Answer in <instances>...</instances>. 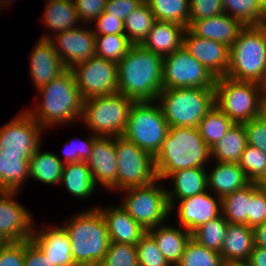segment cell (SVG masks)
I'll list each match as a JSON object with an SVG mask.
<instances>
[{
  "mask_svg": "<svg viewBox=\"0 0 266 266\" xmlns=\"http://www.w3.org/2000/svg\"><path fill=\"white\" fill-rule=\"evenodd\" d=\"M163 57L133 45L118 63V91L134 102L157 101L162 91Z\"/></svg>",
  "mask_w": 266,
  "mask_h": 266,
  "instance_id": "cell-1",
  "label": "cell"
},
{
  "mask_svg": "<svg viewBox=\"0 0 266 266\" xmlns=\"http://www.w3.org/2000/svg\"><path fill=\"white\" fill-rule=\"evenodd\" d=\"M37 90L41 103L25 111L44 129L81 120L84 99L71 69Z\"/></svg>",
  "mask_w": 266,
  "mask_h": 266,
  "instance_id": "cell-2",
  "label": "cell"
},
{
  "mask_svg": "<svg viewBox=\"0 0 266 266\" xmlns=\"http://www.w3.org/2000/svg\"><path fill=\"white\" fill-rule=\"evenodd\" d=\"M210 147L198 127H169L159 153L154 158L157 179L182 169L205 167L210 161Z\"/></svg>",
  "mask_w": 266,
  "mask_h": 266,
  "instance_id": "cell-3",
  "label": "cell"
},
{
  "mask_svg": "<svg viewBox=\"0 0 266 266\" xmlns=\"http://www.w3.org/2000/svg\"><path fill=\"white\" fill-rule=\"evenodd\" d=\"M62 226L70 238L75 265L99 266L110 243L106 222L101 212L94 206L74 214Z\"/></svg>",
  "mask_w": 266,
  "mask_h": 266,
  "instance_id": "cell-4",
  "label": "cell"
},
{
  "mask_svg": "<svg viewBox=\"0 0 266 266\" xmlns=\"http://www.w3.org/2000/svg\"><path fill=\"white\" fill-rule=\"evenodd\" d=\"M226 77L264 84L266 80V24L246 25L230 46Z\"/></svg>",
  "mask_w": 266,
  "mask_h": 266,
  "instance_id": "cell-5",
  "label": "cell"
},
{
  "mask_svg": "<svg viewBox=\"0 0 266 266\" xmlns=\"http://www.w3.org/2000/svg\"><path fill=\"white\" fill-rule=\"evenodd\" d=\"M159 103L169 127H198L215 106L214 88L162 89Z\"/></svg>",
  "mask_w": 266,
  "mask_h": 266,
  "instance_id": "cell-6",
  "label": "cell"
},
{
  "mask_svg": "<svg viewBox=\"0 0 266 266\" xmlns=\"http://www.w3.org/2000/svg\"><path fill=\"white\" fill-rule=\"evenodd\" d=\"M134 101L116 92L84 100L81 120L92 134L103 137L123 135Z\"/></svg>",
  "mask_w": 266,
  "mask_h": 266,
  "instance_id": "cell-7",
  "label": "cell"
},
{
  "mask_svg": "<svg viewBox=\"0 0 266 266\" xmlns=\"http://www.w3.org/2000/svg\"><path fill=\"white\" fill-rule=\"evenodd\" d=\"M168 131L169 124L159 103L141 101L131 105L123 136L155 158Z\"/></svg>",
  "mask_w": 266,
  "mask_h": 266,
  "instance_id": "cell-8",
  "label": "cell"
},
{
  "mask_svg": "<svg viewBox=\"0 0 266 266\" xmlns=\"http://www.w3.org/2000/svg\"><path fill=\"white\" fill-rule=\"evenodd\" d=\"M214 91L215 105L234 123L244 124L258 118L262 84L222 76L216 78Z\"/></svg>",
  "mask_w": 266,
  "mask_h": 266,
  "instance_id": "cell-9",
  "label": "cell"
},
{
  "mask_svg": "<svg viewBox=\"0 0 266 266\" xmlns=\"http://www.w3.org/2000/svg\"><path fill=\"white\" fill-rule=\"evenodd\" d=\"M159 181L156 179L146 186L128 187L119 191H123L125 196L118 205L146 231L165 223L172 213L166 188L162 183L158 184Z\"/></svg>",
  "mask_w": 266,
  "mask_h": 266,
  "instance_id": "cell-10",
  "label": "cell"
},
{
  "mask_svg": "<svg viewBox=\"0 0 266 266\" xmlns=\"http://www.w3.org/2000/svg\"><path fill=\"white\" fill-rule=\"evenodd\" d=\"M118 164L117 191L128 187L146 186L157 179L154 157L125 138L115 137Z\"/></svg>",
  "mask_w": 266,
  "mask_h": 266,
  "instance_id": "cell-11",
  "label": "cell"
},
{
  "mask_svg": "<svg viewBox=\"0 0 266 266\" xmlns=\"http://www.w3.org/2000/svg\"><path fill=\"white\" fill-rule=\"evenodd\" d=\"M216 77L184 47L163 57L162 87L215 88Z\"/></svg>",
  "mask_w": 266,
  "mask_h": 266,
  "instance_id": "cell-12",
  "label": "cell"
},
{
  "mask_svg": "<svg viewBox=\"0 0 266 266\" xmlns=\"http://www.w3.org/2000/svg\"><path fill=\"white\" fill-rule=\"evenodd\" d=\"M44 128L26 111L0 127V151L5 155L31 158L41 147Z\"/></svg>",
  "mask_w": 266,
  "mask_h": 266,
  "instance_id": "cell-13",
  "label": "cell"
},
{
  "mask_svg": "<svg viewBox=\"0 0 266 266\" xmlns=\"http://www.w3.org/2000/svg\"><path fill=\"white\" fill-rule=\"evenodd\" d=\"M84 100L118 91V63L92 57L71 69Z\"/></svg>",
  "mask_w": 266,
  "mask_h": 266,
  "instance_id": "cell-14",
  "label": "cell"
},
{
  "mask_svg": "<svg viewBox=\"0 0 266 266\" xmlns=\"http://www.w3.org/2000/svg\"><path fill=\"white\" fill-rule=\"evenodd\" d=\"M93 28L78 26L75 29L65 30L55 36L47 33L41 39L50 40L55 46L64 66L72 69L76 64L96 57V35Z\"/></svg>",
  "mask_w": 266,
  "mask_h": 266,
  "instance_id": "cell-15",
  "label": "cell"
},
{
  "mask_svg": "<svg viewBox=\"0 0 266 266\" xmlns=\"http://www.w3.org/2000/svg\"><path fill=\"white\" fill-rule=\"evenodd\" d=\"M17 194L0 191V238L4 242L30 240L36 226L31 213L15 198Z\"/></svg>",
  "mask_w": 266,
  "mask_h": 266,
  "instance_id": "cell-16",
  "label": "cell"
},
{
  "mask_svg": "<svg viewBox=\"0 0 266 266\" xmlns=\"http://www.w3.org/2000/svg\"><path fill=\"white\" fill-rule=\"evenodd\" d=\"M176 204L171 207V211L177 207L178 225L190 233L222 214L221 198L213 196L209 190L181 199Z\"/></svg>",
  "mask_w": 266,
  "mask_h": 266,
  "instance_id": "cell-17",
  "label": "cell"
},
{
  "mask_svg": "<svg viewBox=\"0 0 266 266\" xmlns=\"http://www.w3.org/2000/svg\"><path fill=\"white\" fill-rule=\"evenodd\" d=\"M95 184L117 192L118 164L115 137L98 136L92 145V152L85 161Z\"/></svg>",
  "mask_w": 266,
  "mask_h": 266,
  "instance_id": "cell-18",
  "label": "cell"
},
{
  "mask_svg": "<svg viewBox=\"0 0 266 266\" xmlns=\"http://www.w3.org/2000/svg\"><path fill=\"white\" fill-rule=\"evenodd\" d=\"M183 47L216 78L226 76L229 67V46L215 40L200 38L187 28Z\"/></svg>",
  "mask_w": 266,
  "mask_h": 266,
  "instance_id": "cell-19",
  "label": "cell"
},
{
  "mask_svg": "<svg viewBox=\"0 0 266 266\" xmlns=\"http://www.w3.org/2000/svg\"><path fill=\"white\" fill-rule=\"evenodd\" d=\"M29 57L28 69L36 90L67 70L50 40L39 39Z\"/></svg>",
  "mask_w": 266,
  "mask_h": 266,
  "instance_id": "cell-20",
  "label": "cell"
},
{
  "mask_svg": "<svg viewBox=\"0 0 266 266\" xmlns=\"http://www.w3.org/2000/svg\"><path fill=\"white\" fill-rule=\"evenodd\" d=\"M34 228L31 240L53 263V266H76L72 259L70 238L63 226ZM39 230V231H38Z\"/></svg>",
  "mask_w": 266,
  "mask_h": 266,
  "instance_id": "cell-21",
  "label": "cell"
},
{
  "mask_svg": "<svg viewBox=\"0 0 266 266\" xmlns=\"http://www.w3.org/2000/svg\"><path fill=\"white\" fill-rule=\"evenodd\" d=\"M96 208L106 222L110 242L136 245L147 232L120 205Z\"/></svg>",
  "mask_w": 266,
  "mask_h": 266,
  "instance_id": "cell-22",
  "label": "cell"
},
{
  "mask_svg": "<svg viewBox=\"0 0 266 266\" xmlns=\"http://www.w3.org/2000/svg\"><path fill=\"white\" fill-rule=\"evenodd\" d=\"M244 25L226 13L209 18L194 20L188 29L196 36L215 40L231 46Z\"/></svg>",
  "mask_w": 266,
  "mask_h": 266,
  "instance_id": "cell-23",
  "label": "cell"
},
{
  "mask_svg": "<svg viewBox=\"0 0 266 266\" xmlns=\"http://www.w3.org/2000/svg\"><path fill=\"white\" fill-rule=\"evenodd\" d=\"M186 29L178 23L156 20L141 46L165 57L183 47Z\"/></svg>",
  "mask_w": 266,
  "mask_h": 266,
  "instance_id": "cell-24",
  "label": "cell"
},
{
  "mask_svg": "<svg viewBox=\"0 0 266 266\" xmlns=\"http://www.w3.org/2000/svg\"><path fill=\"white\" fill-rule=\"evenodd\" d=\"M207 172L208 190L221 199L251 183L238 163L216 162Z\"/></svg>",
  "mask_w": 266,
  "mask_h": 266,
  "instance_id": "cell-25",
  "label": "cell"
},
{
  "mask_svg": "<svg viewBox=\"0 0 266 266\" xmlns=\"http://www.w3.org/2000/svg\"><path fill=\"white\" fill-rule=\"evenodd\" d=\"M207 167L182 169L169 174L166 179H172L173 189H166L170 208L177 201L192 197L208 190Z\"/></svg>",
  "mask_w": 266,
  "mask_h": 266,
  "instance_id": "cell-26",
  "label": "cell"
},
{
  "mask_svg": "<svg viewBox=\"0 0 266 266\" xmlns=\"http://www.w3.org/2000/svg\"><path fill=\"white\" fill-rule=\"evenodd\" d=\"M147 232L154 238L158 248L171 266H176L184 253L191 233L180 225L162 224L150 228Z\"/></svg>",
  "mask_w": 266,
  "mask_h": 266,
  "instance_id": "cell-27",
  "label": "cell"
},
{
  "mask_svg": "<svg viewBox=\"0 0 266 266\" xmlns=\"http://www.w3.org/2000/svg\"><path fill=\"white\" fill-rule=\"evenodd\" d=\"M253 248V228L244 224L229 223L220 250L223 261L247 262Z\"/></svg>",
  "mask_w": 266,
  "mask_h": 266,
  "instance_id": "cell-28",
  "label": "cell"
},
{
  "mask_svg": "<svg viewBox=\"0 0 266 266\" xmlns=\"http://www.w3.org/2000/svg\"><path fill=\"white\" fill-rule=\"evenodd\" d=\"M46 2L42 17L45 28L48 27L56 35L78 27L80 20L73 0H46Z\"/></svg>",
  "mask_w": 266,
  "mask_h": 266,
  "instance_id": "cell-29",
  "label": "cell"
},
{
  "mask_svg": "<svg viewBox=\"0 0 266 266\" xmlns=\"http://www.w3.org/2000/svg\"><path fill=\"white\" fill-rule=\"evenodd\" d=\"M60 184L75 198L87 199L94 194L95 184L85 161L65 164Z\"/></svg>",
  "mask_w": 266,
  "mask_h": 266,
  "instance_id": "cell-30",
  "label": "cell"
},
{
  "mask_svg": "<svg viewBox=\"0 0 266 266\" xmlns=\"http://www.w3.org/2000/svg\"><path fill=\"white\" fill-rule=\"evenodd\" d=\"M53 152H42L40 147L29 160V177L43 184L60 185L63 162Z\"/></svg>",
  "mask_w": 266,
  "mask_h": 266,
  "instance_id": "cell-31",
  "label": "cell"
},
{
  "mask_svg": "<svg viewBox=\"0 0 266 266\" xmlns=\"http://www.w3.org/2000/svg\"><path fill=\"white\" fill-rule=\"evenodd\" d=\"M247 145L244 124H234L224 137L210 148L216 162L238 163Z\"/></svg>",
  "mask_w": 266,
  "mask_h": 266,
  "instance_id": "cell-32",
  "label": "cell"
},
{
  "mask_svg": "<svg viewBox=\"0 0 266 266\" xmlns=\"http://www.w3.org/2000/svg\"><path fill=\"white\" fill-rule=\"evenodd\" d=\"M30 158L5 155L0 151V191L18 192L29 177Z\"/></svg>",
  "mask_w": 266,
  "mask_h": 266,
  "instance_id": "cell-33",
  "label": "cell"
},
{
  "mask_svg": "<svg viewBox=\"0 0 266 266\" xmlns=\"http://www.w3.org/2000/svg\"><path fill=\"white\" fill-rule=\"evenodd\" d=\"M155 21L148 3L143 2L124 19L125 35L133 45H141Z\"/></svg>",
  "mask_w": 266,
  "mask_h": 266,
  "instance_id": "cell-34",
  "label": "cell"
},
{
  "mask_svg": "<svg viewBox=\"0 0 266 266\" xmlns=\"http://www.w3.org/2000/svg\"><path fill=\"white\" fill-rule=\"evenodd\" d=\"M235 123L216 105L203 117L198 125L200 136L211 148L219 142Z\"/></svg>",
  "mask_w": 266,
  "mask_h": 266,
  "instance_id": "cell-35",
  "label": "cell"
},
{
  "mask_svg": "<svg viewBox=\"0 0 266 266\" xmlns=\"http://www.w3.org/2000/svg\"><path fill=\"white\" fill-rule=\"evenodd\" d=\"M227 15L244 26L266 24V10L257 0H222Z\"/></svg>",
  "mask_w": 266,
  "mask_h": 266,
  "instance_id": "cell-36",
  "label": "cell"
},
{
  "mask_svg": "<svg viewBox=\"0 0 266 266\" xmlns=\"http://www.w3.org/2000/svg\"><path fill=\"white\" fill-rule=\"evenodd\" d=\"M157 21L178 23L189 27V0H147Z\"/></svg>",
  "mask_w": 266,
  "mask_h": 266,
  "instance_id": "cell-37",
  "label": "cell"
},
{
  "mask_svg": "<svg viewBox=\"0 0 266 266\" xmlns=\"http://www.w3.org/2000/svg\"><path fill=\"white\" fill-rule=\"evenodd\" d=\"M222 215L231 224L249 226V185L221 199Z\"/></svg>",
  "mask_w": 266,
  "mask_h": 266,
  "instance_id": "cell-38",
  "label": "cell"
},
{
  "mask_svg": "<svg viewBox=\"0 0 266 266\" xmlns=\"http://www.w3.org/2000/svg\"><path fill=\"white\" fill-rule=\"evenodd\" d=\"M229 222L221 214L191 233V238L207 249L220 253Z\"/></svg>",
  "mask_w": 266,
  "mask_h": 266,
  "instance_id": "cell-39",
  "label": "cell"
},
{
  "mask_svg": "<svg viewBox=\"0 0 266 266\" xmlns=\"http://www.w3.org/2000/svg\"><path fill=\"white\" fill-rule=\"evenodd\" d=\"M132 46L125 34L96 35V55L105 60L119 63Z\"/></svg>",
  "mask_w": 266,
  "mask_h": 266,
  "instance_id": "cell-40",
  "label": "cell"
},
{
  "mask_svg": "<svg viewBox=\"0 0 266 266\" xmlns=\"http://www.w3.org/2000/svg\"><path fill=\"white\" fill-rule=\"evenodd\" d=\"M223 262L220 253L207 249L191 238L176 266H222Z\"/></svg>",
  "mask_w": 266,
  "mask_h": 266,
  "instance_id": "cell-41",
  "label": "cell"
},
{
  "mask_svg": "<svg viewBox=\"0 0 266 266\" xmlns=\"http://www.w3.org/2000/svg\"><path fill=\"white\" fill-rule=\"evenodd\" d=\"M99 266H138L136 245L110 242Z\"/></svg>",
  "mask_w": 266,
  "mask_h": 266,
  "instance_id": "cell-42",
  "label": "cell"
},
{
  "mask_svg": "<svg viewBox=\"0 0 266 266\" xmlns=\"http://www.w3.org/2000/svg\"><path fill=\"white\" fill-rule=\"evenodd\" d=\"M136 250L138 266H171L148 232L136 244Z\"/></svg>",
  "mask_w": 266,
  "mask_h": 266,
  "instance_id": "cell-43",
  "label": "cell"
},
{
  "mask_svg": "<svg viewBox=\"0 0 266 266\" xmlns=\"http://www.w3.org/2000/svg\"><path fill=\"white\" fill-rule=\"evenodd\" d=\"M238 165L243 169L246 176L253 182L263 171L266 165V153L259 148L246 145Z\"/></svg>",
  "mask_w": 266,
  "mask_h": 266,
  "instance_id": "cell-44",
  "label": "cell"
},
{
  "mask_svg": "<svg viewBox=\"0 0 266 266\" xmlns=\"http://www.w3.org/2000/svg\"><path fill=\"white\" fill-rule=\"evenodd\" d=\"M266 221V189L249 184V226L254 227Z\"/></svg>",
  "mask_w": 266,
  "mask_h": 266,
  "instance_id": "cell-45",
  "label": "cell"
},
{
  "mask_svg": "<svg viewBox=\"0 0 266 266\" xmlns=\"http://www.w3.org/2000/svg\"><path fill=\"white\" fill-rule=\"evenodd\" d=\"M95 134L91 133V136L87 138L86 141H74L73 139L69 140L65 145L63 152V164L75 163L86 161L92 152V145L94 140L97 138Z\"/></svg>",
  "mask_w": 266,
  "mask_h": 266,
  "instance_id": "cell-46",
  "label": "cell"
},
{
  "mask_svg": "<svg viewBox=\"0 0 266 266\" xmlns=\"http://www.w3.org/2000/svg\"><path fill=\"white\" fill-rule=\"evenodd\" d=\"M189 4V24L194 20L225 13L222 0H189Z\"/></svg>",
  "mask_w": 266,
  "mask_h": 266,
  "instance_id": "cell-47",
  "label": "cell"
},
{
  "mask_svg": "<svg viewBox=\"0 0 266 266\" xmlns=\"http://www.w3.org/2000/svg\"><path fill=\"white\" fill-rule=\"evenodd\" d=\"M107 0H73L79 20L83 24H92L105 11Z\"/></svg>",
  "mask_w": 266,
  "mask_h": 266,
  "instance_id": "cell-48",
  "label": "cell"
},
{
  "mask_svg": "<svg viewBox=\"0 0 266 266\" xmlns=\"http://www.w3.org/2000/svg\"><path fill=\"white\" fill-rule=\"evenodd\" d=\"M25 241L5 242L0 247V266H24Z\"/></svg>",
  "mask_w": 266,
  "mask_h": 266,
  "instance_id": "cell-49",
  "label": "cell"
},
{
  "mask_svg": "<svg viewBox=\"0 0 266 266\" xmlns=\"http://www.w3.org/2000/svg\"><path fill=\"white\" fill-rule=\"evenodd\" d=\"M247 144L266 153V122L259 117L244 123Z\"/></svg>",
  "mask_w": 266,
  "mask_h": 266,
  "instance_id": "cell-50",
  "label": "cell"
},
{
  "mask_svg": "<svg viewBox=\"0 0 266 266\" xmlns=\"http://www.w3.org/2000/svg\"><path fill=\"white\" fill-rule=\"evenodd\" d=\"M95 35L125 34L124 21L103 12L95 21Z\"/></svg>",
  "mask_w": 266,
  "mask_h": 266,
  "instance_id": "cell-51",
  "label": "cell"
},
{
  "mask_svg": "<svg viewBox=\"0 0 266 266\" xmlns=\"http://www.w3.org/2000/svg\"><path fill=\"white\" fill-rule=\"evenodd\" d=\"M142 3V0H107L104 12L107 13L108 16H114L124 21V19Z\"/></svg>",
  "mask_w": 266,
  "mask_h": 266,
  "instance_id": "cell-52",
  "label": "cell"
},
{
  "mask_svg": "<svg viewBox=\"0 0 266 266\" xmlns=\"http://www.w3.org/2000/svg\"><path fill=\"white\" fill-rule=\"evenodd\" d=\"M24 266H53V263L30 239L25 241Z\"/></svg>",
  "mask_w": 266,
  "mask_h": 266,
  "instance_id": "cell-53",
  "label": "cell"
},
{
  "mask_svg": "<svg viewBox=\"0 0 266 266\" xmlns=\"http://www.w3.org/2000/svg\"><path fill=\"white\" fill-rule=\"evenodd\" d=\"M247 263L249 266H266V248L254 246Z\"/></svg>",
  "mask_w": 266,
  "mask_h": 266,
  "instance_id": "cell-54",
  "label": "cell"
},
{
  "mask_svg": "<svg viewBox=\"0 0 266 266\" xmlns=\"http://www.w3.org/2000/svg\"><path fill=\"white\" fill-rule=\"evenodd\" d=\"M254 246L266 248V221L253 227Z\"/></svg>",
  "mask_w": 266,
  "mask_h": 266,
  "instance_id": "cell-55",
  "label": "cell"
},
{
  "mask_svg": "<svg viewBox=\"0 0 266 266\" xmlns=\"http://www.w3.org/2000/svg\"><path fill=\"white\" fill-rule=\"evenodd\" d=\"M262 121L266 122V89H264L261 101H260V108H259V116Z\"/></svg>",
  "mask_w": 266,
  "mask_h": 266,
  "instance_id": "cell-56",
  "label": "cell"
},
{
  "mask_svg": "<svg viewBox=\"0 0 266 266\" xmlns=\"http://www.w3.org/2000/svg\"><path fill=\"white\" fill-rule=\"evenodd\" d=\"M253 183L258 188L266 189V165L264 166V169L261 174L253 181Z\"/></svg>",
  "mask_w": 266,
  "mask_h": 266,
  "instance_id": "cell-57",
  "label": "cell"
},
{
  "mask_svg": "<svg viewBox=\"0 0 266 266\" xmlns=\"http://www.w3.org/2000/svg\"><path fill=\"white\" fill-rule=\"evenodd\" d=\"M222 266H249L247 262H226L224 261Z\"/></svg>",
  "mask_w": 266,
  "mask_h": 266,
  "instance_id": "cell-58",
  "label": "cell"
},
{
  "mask_svg": "<svg viewBox=\"0 0 266 266\" xmlns=\"http://www.w3.org/2000/svg\"><path fill=\"white\" fill-rule=\"evenodd\" d=\"M14 0H0V9L5 7L4 10L8 7V5L10 6ZM7 6V7H6Z\"/></svg>",
  "mask_w": 266,
  "mask_h": 266,
  "instance_id": "cell-59",
  "label": "cell"
},
{
  "mask_svg": "<svg viewBox=\"0 0 266 266\" xmlns=\"http://www.w3.org/2000/svg\"><path fill=\"white\" fill-rule=\"evenodd\" d=\"M260 5L266 10V0H257Z\"/></svg>",
  "mask_w": 266,
  "mask_h": 266,
  "instance_id": "cell-60",
  "label": "cell"
},
{
  "mask_svg": "<svg viewBox=\"0 0 266 266\" xmlns=\"http://www.w3.org/2000/svg\"><path fill=\"white\" fill-rule=\"evenodd\" d=\"M5 242L0 238V247L4 244Z\"/></svg>",
  "mask_w": 266,
  "mask_h": 266,
  "instance_id": "cell-61",
  "label": "cell"
},
{
  "mask_svg": "<svg viewBox=\"0 0 266 266\" xmlns=\"http://www.w3.org/2000/svg\"><path fill=\"white\" fill-rule=\"evenodd\" d=\"M263 87H264V89H266V80H265V82L263 84Z\"/></svg>",
  "mask_w": 266,
  "mask_h": 266,
  "instance_id": "cell-62",
  "label": "cell"
}]
</instances>
